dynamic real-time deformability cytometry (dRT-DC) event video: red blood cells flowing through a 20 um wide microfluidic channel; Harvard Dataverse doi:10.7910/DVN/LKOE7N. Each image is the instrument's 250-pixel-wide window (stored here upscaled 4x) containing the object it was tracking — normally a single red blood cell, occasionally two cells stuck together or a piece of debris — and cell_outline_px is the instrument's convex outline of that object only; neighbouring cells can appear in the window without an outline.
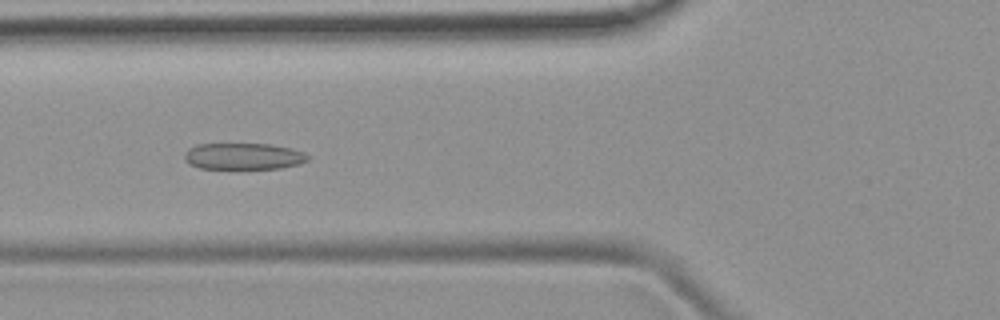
{"species": "common noctule bat (a hibernating species)", "species_latin": "Nyctalus noctula", "temperature_condition": "room temperature", "stored_images_in_passage": 47, "camera_frame_rate_fps": 3000, "um_per_image_px": 0.085, "animal": {"sex": "female", "body_mass_g": 19.9}, "frame": {"image": 1, "passage_image": 20, "time_ms": 6.333, "image_size_px": [1000, 320], "cell_outline_px": [[312, 156], [308, 160], [300, 164], [280, 168], [200, 168], [188, 164], [184, 160], [184, 152], [188, 148], [196, 144], [272, 144], [292, 148], [304, 152]], "centroid_in_image_um": [20.71, 13.27], "position_along_channel_um": 105.1, "area_um2": 19.25}}
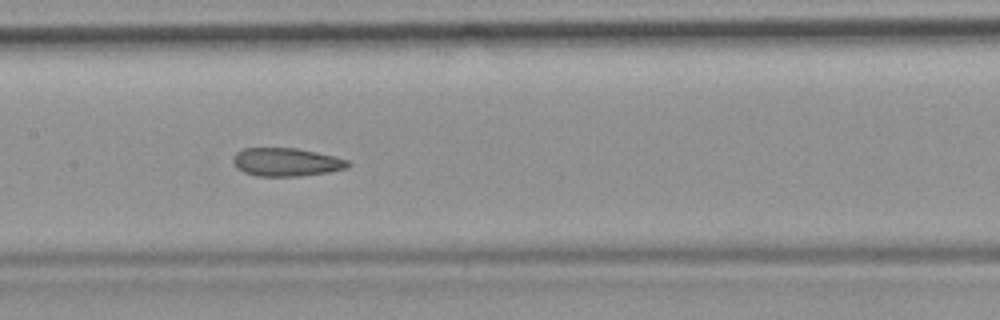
{"frame": {"image": 2, "passage_image": 26, "time_ms": 8.333, "image_size_px": [1000, 320], "cell_outline_px": [[352, 164], [348, 168], [328, 172], [300, 176], [256, 176], [244, 172], [236, 168], [232, 160], [232, 156], [236, 152], [244, 148], [296, 148], [316, 152], [348, 160]], "centroid_in_image_um": [24.31, 13.78], "position_along_channel_um": 183.1, "area_um2": 19.02}}
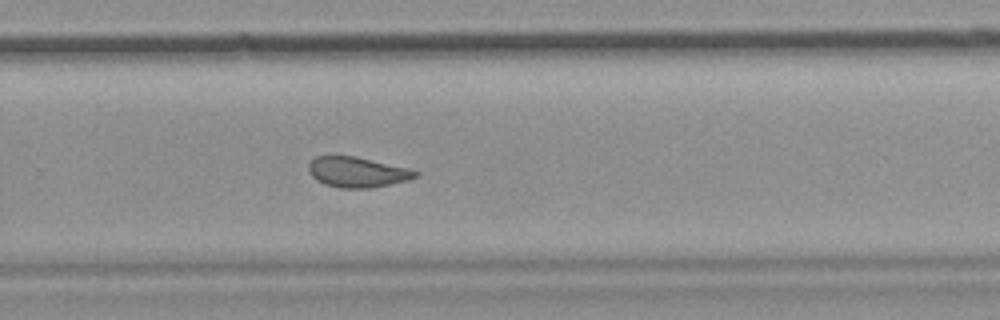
{"frame": {"image": 3, "passage_image": 35, "time_ms": 11.333, "image_size_px": [1000, 320], "cell_outline_px": [[420, 176], [408, 180], [372, 188], [340, 188], [324, 184], [316, 180], [308, 172], [308, 164], [316, 156], [332, 152], [356, 156], [408, 168], [420, 172]], "centroid_in_image_um": [30.32, 14.59], "position_along_channel_um": 299.5, "area_um2": 19.59}, "authors_computed_cell_mechanics": {"area_um2": 20.7502, "velocity_mm_per_s": 3.894, "shape_relaxation_time_tau1_ms": null, "shape_relaxation_time_tau2_ms": 2.0915, "deformation_change_tau1": null, "deformation_change_tau2": 0.0863}}